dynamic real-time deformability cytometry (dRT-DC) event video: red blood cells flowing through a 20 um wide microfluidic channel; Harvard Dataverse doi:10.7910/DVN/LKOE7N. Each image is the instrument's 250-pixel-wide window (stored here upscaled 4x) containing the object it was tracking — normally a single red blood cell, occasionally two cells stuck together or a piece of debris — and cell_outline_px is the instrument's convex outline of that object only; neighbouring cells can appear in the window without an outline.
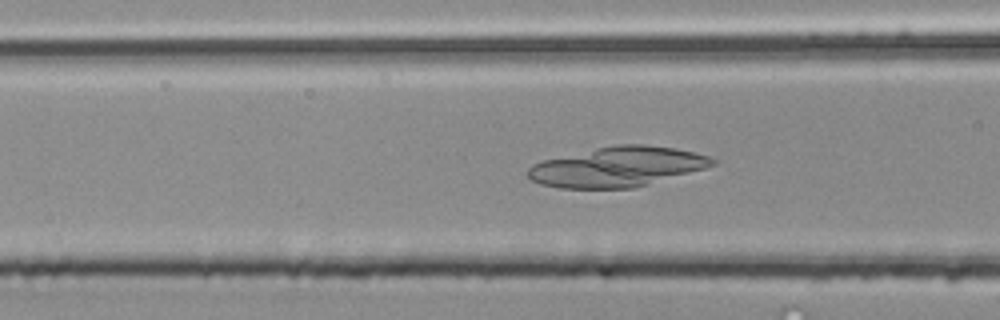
{"species": "common noctule bat (a hibernating species)", "species_latin": "Nyctalus noctula", "temperature_condition": "room temperature", "stored_images_in_passage": 48, "camera_frame_rate_fps": 3000, "um_per_image_px": 0.085, "animal": {"sex": "male", "body_mass_g": 20.4}, "frame": {"image": 1, "passage_image": 17, "time_ms": 5.333, "image_size_px": [1000, 320], "cell_outline_px": [[716, 164], [704, 168], [632, 188], [560, 188], [540, 184], [532, 180], [524, 172], [532, 164], [544, 160], [596, 148], [616, 144], [644, 144], [676, 148], [708, 156], [716, 160]], "centroid_in_image_um": [52.43, 14.17], "position_along_channel_um": 114.2, "area_um2": 42.48}}
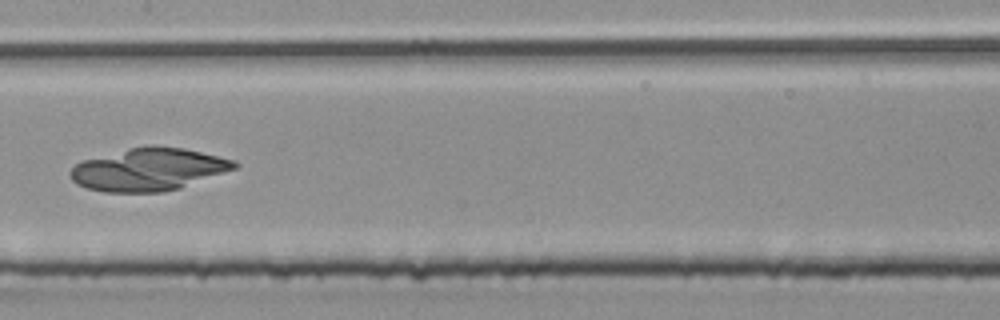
{"frame": {"image": 2, "passage_image": 23, "time_ms": 7.333, "image_size_px": [1000, 320], "cell_outline_px": [[240, 164], [236, 168], [180, 188], [164, 192], [104, 192], [88, 188], [76, 184], [72, 180], [68, 172], [76, 164], [84, 160], [128, 148], [152, 144], [156, 144], [184, 148], [236, 160]], "centroid_in_image_um": [12.64, 14.39], "position_along_channel_um": 194.8, "area_um2": 40.86}}
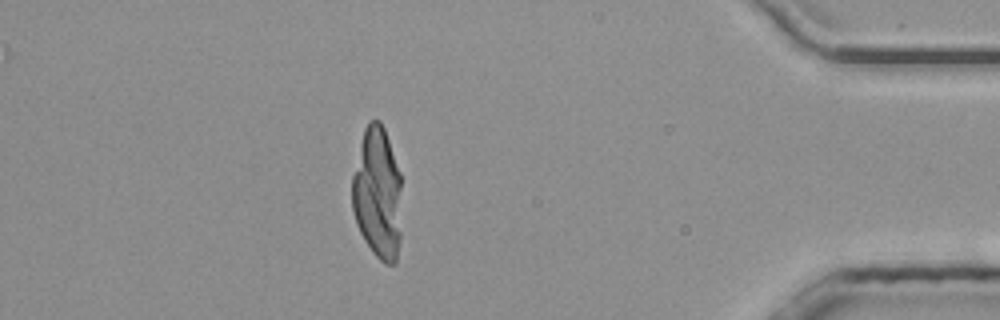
{"frame": {"image": 3, "passage_image": 42, "time_ms": 13.667, "image_size_px": [1000, 320], "cell_outline_px": [[400, 240], [396, 264], [384, 264], [372, 252], [364, 240], [356, 224], [352, 208], [352, 176], [364, 128], [372, 120], [380, 120], [384, 128], [400, 172]], "centroid_in_image_um": [32.08, 16.47], "position_along_channel_um": 403.1, "area_um2": 38.21}}